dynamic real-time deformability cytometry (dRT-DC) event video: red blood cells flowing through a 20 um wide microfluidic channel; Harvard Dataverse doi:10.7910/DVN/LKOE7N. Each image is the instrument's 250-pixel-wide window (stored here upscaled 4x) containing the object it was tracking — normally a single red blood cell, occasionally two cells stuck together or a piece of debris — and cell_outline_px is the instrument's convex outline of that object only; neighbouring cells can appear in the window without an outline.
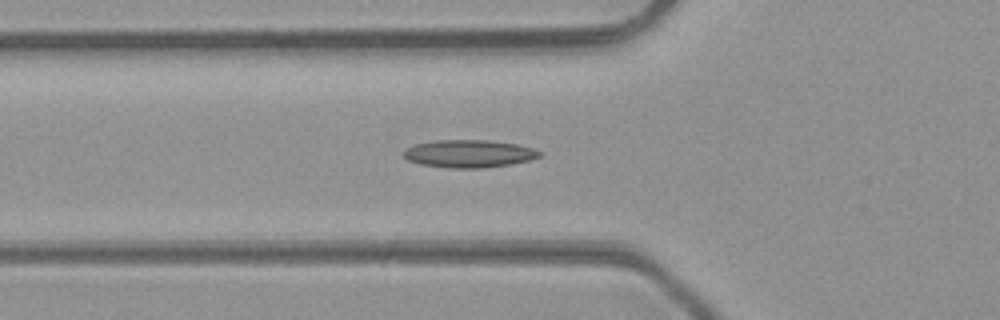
{"species": "common noctule bat (a hibernating species)", "species_latin": "Nyctalus noctula", "temperature_condition": "room temperature", "stored_images_in_passage": 30, "camera_frame_rate_fps": 3000, "um_per_image_px": 0.085, "animal": {"sex": "male", "body_mass_g": 23.1, "forearm_length_mm": 52.7}, "frame": {"image": 1, "passage_image": 2, "time_ms": 0.333, "image_size_px": [1000, 320], "cell_outline_px": [[544, 152], [540, 156], [528, 160], [512, 164], [480, 168], [452, 168], [420, 164], [408, 160], [404, 156], [404, 148], [416, 144], [432, 140], [488, 140], [516, 144], [532, 148]], "centroid_in_image_um": [39.85, 13.05], "position_along_channel_um": 85.9, "area_um2": 21.91}}
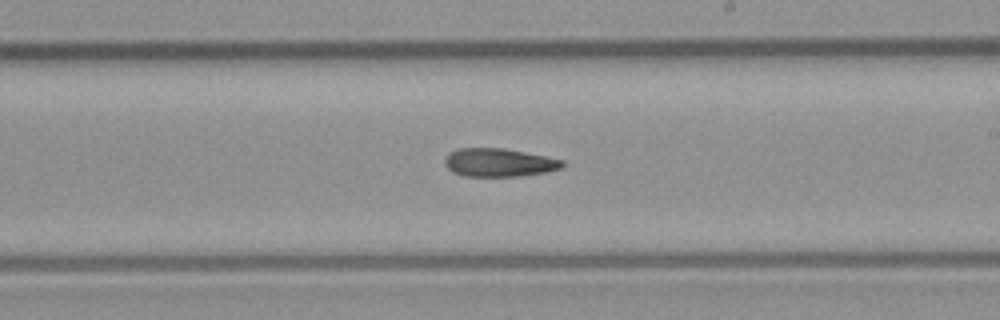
{"frame": {"image": 2, "passage_image": 13, "time_ms": 4.0, "image_size_px": [1000, 320], "cell_outline_px": [[564, 168], [548, 172], [520, 176], [464, 176], [452, 172], [444, 164], [444, 160], [448, 152], [460, 148], [504, 148], [564, 160]], "centroid_in_image_um": [42.41, 13.82], "position_along_channel_um": 246.6, "area_um2": 19.54}}
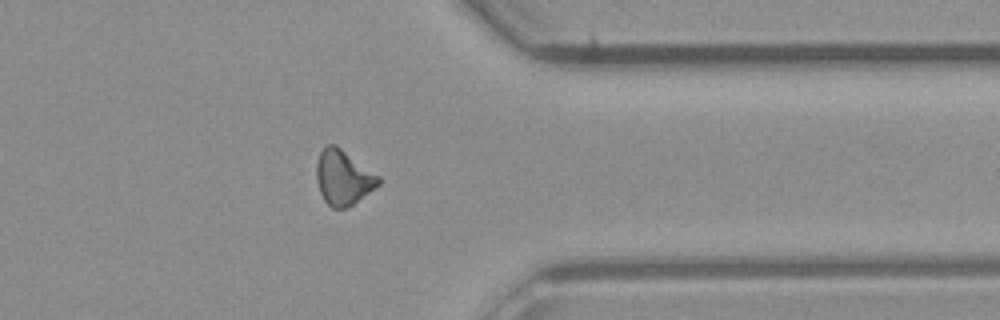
{"frame": {"image": 3, "passage_image": 23, "time_ms": 7.333, "image_size_px": [1000, 320], "cell_outline_px": [[380, 184], [352, 204], [344, 208], [332, 208], [324, 200], [320, 192], [316, 180], [316, 164], [320, 152], [328, 144], [336, 144], [380, 176]], "centroid_in_image_um": [29.16, 15.07], "position_along_channel_um": 382.2, "area_um2": 19.71}}